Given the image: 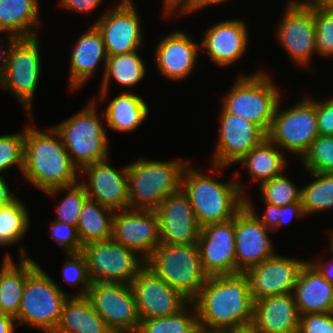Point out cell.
<instances>
[{
  "instance_id": "2e32d148",
  "label": "cell",
  "mask_w": 333,
  "mask_h": 333,
  "mask_svg": "<svg viewBox=\"0 0 333 333\" xmlns=\"http://www.w3.org/2000/svg\"><path fill=\"white\" fill-rule=\"evenodd\" d=\"M219 120L218 141L211 158L213 165L228 167L237 164L267 137L258 125L222 108Z\"/></svg>"
},
{
  "instance_id": "d590c367",
  "label": "cell",
  "mask_w": 333,
  "mask_h": 333,
  "mask_svg": "<svg viewBox=\"0 0 333 333\" xmlns=\"http://www.w3.org/2000/svg\"><path fill=\"white\" fill-rule=\"evenodd\" d=\"M30 219L26 205L20 198L0 207V246L8 247L25 238Z\"/></svg>"
},
{
  "instance_id": "8fae6325",
  "label": "cell",
  "mask_w": 333,
  "mask_h": 333,
  "mask_svg": "<svg viewBox=\"0 0 333 333\" xmlns=\"http://www.w3.org/2000/svg\"><path fill=\"white\" fill-rule=\"evenodd\" d=\"M92 283L131 284L146 261L113 238L83 246Z\"/></svg>"
},
{
  "instance_id": "7dc6e473",
  "label": "cell",
  "mask_w": 333,
  "mask_h": 333,
  "mask_svg": "<svg viewBox=\"0 0 333 333\" xmlns=\"http://www.w3.org/2000/svg\"><path fill=\"white\" fill-rule=\"evenodd\" d=\"M316 114L319 135L333 136V97L316 99Z\"/></svg>"
},
{
  "instance_id": "484cf974",
  "label": "cell",
  "mask_w": 333,
  "mask_h": 333,
  "mask_svg": "<svg viewBox=\"0 0 333 333\" xmlns=\"http://www.w3.org/2000/svg\"><path fill=\"white\" fill-rule=\"evenodd\" d=\"M299 324L300 314L292 292L254 303L251 327L258 333H298Z\"/></svg>"
},
{
  "instance_id": "30bf717a",
  "label": "cell",
  "mask_w": 333,
  "mask_h": 333,
  "mask_svg": "<svg viewBox=\"0 0 333 333\" xmlns=\"http://www.w3.org/2000/svg\"><path fill=\"white\" fill-rule=\"evenodd\" d=\"M298 101L283 110L280 99L267 137L282 151L287 150L301 159L319 133L316 99L304 96Z\"/></svg>"
},
{
  "instance_id": "d6a6232c",
  "label": "cell",
  "mask_w": 333,
  "mask_h": 333,
  "mask_svg": "<svg viewBox=\"0 0 333 333\" xmlns=\"http://www.w3.org/2000/svg\"><path fill=\"white\" fill-rule=\"evenodd\" d=\"M288 157L284 151L266 137L251 149L237 164L241 163L258 184L281 175L288 167Z\"/></svg>"
},
{
  "instance_id": "f907efd6",
  "label": "cell",
  "mask_w": 333,
  "mask_h": 333,
  "mask_svg": "<svg viewBox=\"0 0 333 333\" xmlns=\"http://www.w3.org/2000/svg\"><path fill=\"white\" fill-rule=\"evenodd\" d=\"M16 198L17 196L11 192L9 184L6 179H4L3 174H0V207L10 204Z\"/></svg>"
},
{
  "instance_id": "8d00e7d4",
  "label": "cell",
  "mask_w": 333,
  "mask_h": 333,
  "mask_svg": "<svg viewBox=\"0 0 333 333\" xmlns=\"http://www.w3.org/2000/svg\"><path fill=\"white\" fill-rule=\"evenodd\" d=\"M198 325L197 309L189 302L175 314L142 319L136 333H191Z\"/></svg>"
},
{
  "instance_id": "b9f144b4",
  "label": "cell",
  "mask_w": 333,
  "mask_h": 333,
  "mask_svg": "<svg viewBox=\"0 0 333 333\" xmlns=\"http://www.w3.org/2000/svg\"><path fill=\"white\" fill-rule=\"evenodd\" d=\"M318 56L333 57V9L313 5Z\"/></svg>"
},
{
  "instance_id": "836d02e7",
  "label": "cell",
  "mask_w": 333,
  "mask_h": 333,
  "mask_svg": "<svg viewBox=\"0 0 333 333\" xmlns=\"http://www.w3.org/2000/svg\"><path fill=\"white\" fill-rule=\"evenodd\" d=\"M114 213V210L89 198L85 201L77 222V231L83 246L90 242L112 239Z\"/></svg>"
},
{
  "instance_id": "4fadbf2b",
  "label": "cell",
  "mask_w": 333,
  "mask_h": 333,
  "mask_svg": "<svg viewBox=\"0 0 333 333\" xmlns=\"http://www.w3.org/2000/svg\"><path fill=\"white\" fill-rule=\"evenodd\" d=\"M87 297L114 333H136L140 325L131 284L92 283Z\"/></svg>"
},
{
  "instance_id": "ee69618b",
  "label": "cell",
  "mask_w": 333,
  "mask_h": 333,
  "mask_svg": "<svg viewBox=\"0 0 333 333\" xmlns=\"http://www.w3.org/2000/svg\"><path fill=\"white\" fill-rule=\"evenodd\" d=\"M49 232L48 234L62 248L64 253L83 251V244L79 239L76 226L53 220L50 223Z\"/></svg>"
},
{
  "instance_id": "f1b7e54d",
  "label": "cell",
  "mask_w": 333,
  "mask_h": 333,
  "mask_svg": "<svg viewBox=\"0 0 333 333\" xmlns=\"http://www.w3.org/2000/svg\"><path fill=\"white\" fill-rule=\"evenodd\" d=\"M53 333H114L87 296H68Z\"/></svg>"
},
{
  "instance_id": "44dd1931",
  "label": "cell",
  "mask_w": 333,
  "mask_h": 333,
  "mask_svg": "<svg viewBox=\"0 0 333 333\" xmlns=\"http://www.w3.org/2000/svg\"><path fill=\"white\" fill-rule=\"evenodd\" d=\"M108 159L84 167L80 173L87 180H80L88 198L114 211L129 208L127 165L116 169Z\"/></svg>"
},
{
  "instance_id": "94428289",
  "label": "cell",
  "mask_w": 333,
  "mask_h": 333,
  "mask_svg": "<svg viewBox=\"0 0 333 333\" xmlns=\"http://www.w3.org/2000/svg\"><path fill=\"white\" fill-rule=\"evenodd\" d=\"M330 232V239H329V245H330V251L331 254L333 255V228L329 231Z\"/></svg>"
},
{
  "instance_id": "db71d44e",
  "label": "cell",
  "mask_w": 333,
  "mask_h": 333,
  "mask_svg": "<svg viewBox=\"0 0 333 333\" xmlns=\"http://www.w3.org/2000/svg\"><path fill=\"white\" fill-rule=\"evenodd\" d=\"M16 318L8 314H0V333H14Z\"/></svg>"
},
{
  "instance_id": "3957f363",
  "label": "cell",
  "mask_w": 333,
  "mask_h": 333,
  "mask_svg": "<svg viewBox=\"0 0 333 333\" xmlns=\"http://www.w3.org/2000/svg\"><path fill=\"white\" fill-rule=\"evenodd\" d=\"M79 172L53 126L45 131L25 126L22 176L27 182L44 193L77 183Z\"/></svg>"
},
{
  "instance_id": "9c48e42d",
  "label": "cell",
  "mask_w": 333,
  "mask_h": 333,
  "mask_svg": "<svg viewBox=\"0 0 333 333\" xmlns=\"http://www.w3.org/2000/svg\"><path fill=\"white\" fill-rule=\"evenodd\" d=\"M40 39L38 36L17 38L9 51L0 88L12 93L33 121L32 103L41 75Z\"/></svg>"
},
{
  "instance_id": "c3c4849f",
  "label": "cell",
  "mask_w": 333,
  "mask_h": 333,
  "mask_svg": "<svg viewBox=\"0 0 333 333\" xmlns=\"http://www.w3.org/2000/svg\"><path fill=\"white\" fill-rule=\"evenodd\" d=\"M104 0H58L60 6L80 14H89L98 8Z\"/></svg>"
},
{
  "instance_id": "680465c9",
  "label": "cell",
  "mask_w": 333,
  "mask_h": 333,
  "mask_svg": "<svg viewBox=\"0 0 333 333\" xmlns=\"http://www.w3.org/2000/svg\"><path fill=\"white\" fill-rule=\"evenodd\" d=\"M226 333H258L256 330H254L252 327L237 329V330H231Z\"/></svg>"
},
{
  "instance_id": "11a10c76",
  "label": "cell",
  "mask_w": 333,
  "mask_h": 333,
  "mask_svg": "<svg viewBox=\"0 0 333 333\" xmlns=\"http://www.w3.org/2000/svg\"><path fill=\"white\" fill-rule=\"evenodd\" d=\"M227 0H195L193 5L183 14V16L204 9V7H209V5L222 4ZM229 1V0H228Z\"/></svg>"
},
{
  "instance_id": "cb8c5ba5",
  "label": "cell",
  "mask_w": 333,
  "mask_h": 333,
  "mask_svg": "<svg viewBox=\"0 0 333 333\" xmlns=\"http://www.w3.org/2000/svg\"><path fill=\"white\" fill-rule=\"evenodd\" d=\"M194 41L183 30H175L162 37L154 51V61L160 74L175 82L193 73L200 53V43Z\"/></svg>"
},
{
  "instance_id": "4dcf8cb0",
  "label": "cell",
  "mask_w": 333,
  "mask_h": 333,
  "mask_svg": "<svg viewBox=\"0 0 333 333\" xmlns=\"http://www.w3.org/2000/svg\"><path fill=\"white\" fill-rule=\"evenodd\" d=\"M39 0H0V34L17 38L38 36Z\"/></svg>"
},
{
  "instance_id": "681fc988",
  "label": "cell",
  "mask_w": 333,
  "mask_h": 333,
  "mask_svg": "<svg viewBox=\"0 0 333 333\" xmlns=\"http://www.w3.org/2000/svg\"><path fill=\"white\" fill-rule=\"evenodd\" d=\"M195 2V0H163V7L162 9L164 13V16L171 14L183 15Z\"/></svg>"
},
{
  "instance_id": "8992f818",
  "label": "cell",
  "mask_w": 333,
  "mask_h": 333,
  "mask_svg": "<svg viewBox=\"0 0 333 333\" xmlns=\"http://www.w3.org/2000/svg\"><path fill=\"white\" fill-rule=\"evenodd\" d=\"M265 71L237 76L233 87L222 97V109L244 117L269 132L281 93Z\"/></svg>"
},
{
  "instance_id": "74e56055",
  "label": "cell",
  "mask_w": 333,
  "mask_h": 333,
  "mask_svg": "<svg viewBox=\"0 0 333 333\" xmlns=\"http://www.w3.org/2000/svg\"><path fill=\"white\" fill-rule=\"evenodd\" d=\"M60 192H66V195L62 198L58 205H56L55 211L57 215L55 220L77 227L80 211L83 204L88 199L86 189L84 185L78 181L70 186L56 187L48 190L44 192V194L46 193L49 197L51 196L56 198V195H59Z\"/></svg>"
},
{
  "instance_id": "ab89813d",
  "label": "cell",
  "mask_w": 333,
  "mask_h": 333,
  "mask_svg": "<svg viewBox=\"0 0 333 333\" xmlns=\"http://www.w3.org/2000/svg\"><path fill=\"white\" fill-rule=\"evenodd\" d=\"M300 160L307 172H333V136L318 135Z\"/></svg>"
},
{
  "instance_id": "603a6c76",
  "label": "cell",
  "mask_w": 333,
  "mask_h": 333,
  "mask_svg": "<svg viewBox=\"0 0 333 333\" xmlns=\"http://www.w3.org/2000/svg\"><path fill=\"white\" fill-rule=\"evenodd\" d=\"M244 20H221L204 31L200 50L219 67H228L244 57L249 43V29Z\"/></svg>"
},
{
  "instance_id": "277c9868",
  "label": "cell",
  "mask_w": 333,
  "mask_h": 333,
  "mask_svg": "<svg viewBox=\"0 0 333 333\" xmlns=\"http://www.w3.org/2000/svg\"><path fill=\"white\" fill-rule=\"evenodd\" d=\"M91 101L79 112L53 125L79 171L109 156V137L103 126L105 116L98 113L95 98Z\"/></svg>"
},
{
  "instance_id": "d6986e66",
  "label": "cell",
  "mask_w": 333,
  "mask_h": 333,
  "mask_svg": "<svg viewBox=\"0 0 333 333\" xmlns=\"http://www.w3.org/2000/svg\"><path fill=\"white\" fill-rule=\"evenodd\" d=\"M307 261L276 253L273 257L248 268L244 274L248 277L254 303L273 295L291 293L301 268Z\"/></svg>"
},
{
  "instance_id": "5bb4252c",
  "label": "cell",
  "mask_w": 333,
  "mask_h": 333,
  "mask_svg": "<svg viewBox=\"0 0 333 333\" xmlns=\"http://www.w3.org/2000/svg\"><path fill=\"white\" fill-rule=\"evenodd\" d=\"M133 0H120L92 24L102 35L108 56L140 50L143 27Z\"/></svg>"
},
{
  "instance_id": "7402d4cb",
  "label": "cell",
  "mask_w": 333,
  "mask_h": 333,
  "mask_svg": "<svg viewBox=\"0 0 333 333\" xmlns=\"http://www.w3.org/2000/svg\"><path fill=\"white\" fill-rule=\"evenodd\" d=\"M155 212L159 220L161 242L197 244L201 227L188 197L181 188L168 195Z\"/></svg>"
},
{
  "instance_id": "83f0119b",
  "label": "cell",
  "mask_w": 333,
  "mask_h": 333,
  "mask_svg": "<svg viewBox=\"0 0 333 333\" xmlns=\"http://www.w3.org/2000/svg\"><path fill=\"white\" fill-rule=\"evenodd\" d=\"M292 294L300 315L333 313V284L309 260L301 268Z\"/></svg>"
},
{
  "instance_id": "ffe728a7",
  "label": "cell",
  "mask_w": 333,
  "mask_h": 333,
  "mask_svg": "<svg viewBox=\"0 0 333 333\" xmlns=\"http://www.w3.org/2000/svg\"><path fill=\"white\" fill-rule=\"evenodd\" d=\"M197 247L203 269L209 276L236 274L235 217L201 227Z\"/></svg>"
},
{
  "instance_id": "7c38bea8",
  "label": "cell",
  "mask_w": 333,
  "mask_h": 333,
  "mask_svg": "<svg viewBox=\"0 0 333 333\" xmlns=\"http://www.w3.org/2000/svg\"><path fill=\"white\" fill-rule=\"evenodd\" d=\"M249 197L235 215L236 274L273 257L275 247L268 233L274 232L263 215L259 216Z\"/></svg>"
},
{
  "instance_id": "ba28073f",
  "label": "cell",
  "mask_w": 333,
  "mask_h": 333,
  "mask_svg": "<svg viewBox=\"0 0 333 333\" xmlns=\"http://www.w3.org/2000/svg\"><path fill=\"white\" fill-rule=\"evenodd\" d=\"M69 295L38 265L26 278L16 322L53 333Z\"/></svg>"
},
{
  "instance_id": "4316f807",
  "label": "cell",
  "mask_w": 333,
  "mask_h": 333,
  "mask_svg": "<svg viewBox=\"0 0 333 333\" xmlns=\"http://www.w3.org/2000/svg\"><path fill=\"white\" fill-rule=\"evenodd\" d=\"M19 263L5 253L0 267V309L3 314L17 317L27 276L39 265L25 247L19 248Z\"/></svg>"
},
{
  "instance_id": "e575fe53",
  "label": "cell",
  "mask_w": 333,
  "mask_h": 333,
  "mask_svg": "<svg viewBox=\"0 0 333 333\" xmlns=\"http://www.w3.org/2000/svg\"><path fill=\"white\" fill-rule=\"evenodd\" d=\"M314 180L301 187L300 201L306 216L333 209V172H309Z\"/></svg>"
},
{
  "instance_id": "9f6ffc18",
  "label": "cell",
  "mask_w": 333,
  "mask_h": 333,
  "mask_svg": "<svg viewBox=\"0 0 333 333\" xmlns=\"http://www.w3.org/2000/svg\"><path fill=\"white\" fill-rule=\"evenodd\" d=\"M324 0H288V2L297 5H320Z\"/></svg>"
},
{
  "instance_id": "5b68a950",
  "label": "cell",
  "mask_w": 333,
  "mask_h": 333,
  "mask_svg": "<svg viewBox=\"0 0 333 333\" xmlns=\"http://www.w3.org/2000/svg\"><path fill=\"white\" fill-rule=\"evenodd\" d=\"M189 161H157L140 157L127 165L129 208L156 210L170 194L181 188V177Z\"/></svg>"
},
{
  "instance_id": "7a4b0ae2",
  "label": "cell",
  "mask_w": 333,
  "mask_h": 333,
  "mask_svg": "<svg viewBox=\"0 0 333 333\" xmlns=\"http://www.w3.org/2000/svg\"><path fill=\"white\" fill-rule=\"evenodd\" d=\"M189 163L181 177V189L186 194L194 210L200 227L212 223L229 221L246 205L245 185L236 181L238 174L233 173L234 181H217L226 166H211L210 174L199 172ZM214 173V174H213ZM212 174V175H211ZM211 175V176H210ZM243 194V195H242Z\"/></svg>"
},
{
  "instance_id": "6f0895ef",
  "label": "cell",
  "mask_w": 333,
  "mask_h": 333,
  "mask_svg": "<svg viewBox=\"0 0 333 333\" xmlns=\"http://www.w3.org/2000/svg\"><path fill=\"white\" fill-rule=\"evenodd\" d=\"M191 333H226L223 331H211L208 328L197 326Z\"/></svg>"
},
{
  "instance_id": "9a60e30c",
  "label": "cell",
  "mask_w": 333,
  "mask_h": 333,
  "mask_svg": "<svg viewBox=\"0 0 333 333\" xmlns=\"http://www.w3.org/2000/svg\"><path fill=\"white\" fill-rule=\"evenodd\" d=\"M284 9L283 17L275 28L277 41L294 63L305 69L313 54H317L313 5L287 2Z\"/></svg>"
},
{
  "instance_id": "f5cc1de1",
  "label": "cell",
  "mask_w": 333,
  "mask_h": 333,
  "mask_svg": "<svg viewBox=\"0 0 333 333\" xmlns=\"http://www.w3.org/2000/svg\"><path fill=\"white\" fill-rule=\"evenodd\" d=\"M7 43L5 44V45H7V46H5L4 47V45L2 44L3 43V39L2 38H0V77H1V75L3 74V72H4V70H5V68H6V64H7V59H8V54H9V51H10V48H11V46H12V44H13V42L17 39V37H15V36H13V35H10V34H8L7 35ZM4 48H7V49H5V50H3Z\"/></svg>"
},
{
  "instance_id": "91938a15",
  "label": "cell",
  "mask_w": 333,
  "mask_h": 333,
  "mask_svg": "<svg viewBox=\"0 0 333 333\" xmlns=\"http://www.w3.org/2000/svg\"><path fill=\"white\" fill-rule=\"evenodd\" d=\"M320 5L328 9H333V0H324Z\"/></svg>"
},
{
  "instance_id": "1f68e13d",
  "label": "cell",
  "mask_w": 333,
  "mask_h": 333,
  "mask_svg": "<svg viewBox=\"0 0 333 333\" xmlns=\"http://www.w3.org/2000/svg\"><path fill=\"white\" fill-rule=\"evenodd\" d=\"M148 113L143 97L127 91L109 101L104 111L105 123L117 132H132L146 120Z\"/></svg>"
},
{
  "instance_id": "ac0fdd59",
  "label": "cell",
  "mask_w": 333,
  "mask_h": 333,
  "mask_svg": "<svg viewBox=\"0 0 333 333\" xmlns=\"http://www.w3.org/2000/svg\"><path fill=\"white\" fill-rule=\"evenodd\" d=\"M112 238L146 261L161 243L155 210L128 208L115 211Z\"/></svg>"
},
{
  "instance_id": "d4e9b609",
  "label": "cell",
  "mask_w": 333,
  "mask_h": 333,
  "mask_svg": "<svg viewBox=\"0 0 333 333\" xmlns=\"http://www.w3.org/2000/svg\"><path fill=\"white\" fill-rule=\"evenodd\" d=\"M89 27L71 50L68 83L72 91L85 85L95 75L98 65H103L105 71L108 55L102 35L93 24Z\"/></svg>"
},
{
  "instance_id": "f546056e",
  "label": "cell",
  "mask_w": 333,
  "mask_h": 333,
  "mask_svg": "<svg viewBox=\"0 0 333 333\" xmlns=\"http://www.w3.org/2000/svg\"><path fill=\"white\" fill-rule=\"evenodd\" d=\"M139 50L124 54L108 56L104 74L102 75L101 87L99 89V99L96 102L106 100L110 85L116 82L121 87H135L139 82L143 81L147 75V66L139 55Z\"/></svg>"
},
{
  "instance_id": "bcb514c9",
  "label": "cell",
  "mask_w": 333,
  "mask_h": 333,
  "mask_svg": "<svg viewBox=\"0 0 333 333\" xmlns=\"http://www.w3.org/2000/svg\"><path fill=\"white\" fill-rule=\"evenodd\" d=\"M298 333H333V313L300 315Z\"/></svg>"
},
{
  "instance_id": "816d5d0a",
  "label": "cell",
  "mask_w": 333,
  "mask_h": 333,
  "mask_svg": "<svg viewBox=\"0 0 333 333\" xmlns=\"http://www.w3.org/2000/svg\"><path fill=\"white\" fill-rule=\"evenodd\" d=\"M332 259H333V255H332ZM330 259L329 262H325L322 260H314V261H309L318 271L319 273L330 283L333 284V264H331L330 262H332L333 260ZM332 260V261H331ZM329 263V264H328Z\"/></svg>"
},
{
  "instance_id": "52a82bcc",
  "label": "cell",
  "mask_w": 333,
  "mask_h": 333,
  "mask_svg": "<svg viewBox=\"0 0 333 333\" xmlns=\"http://www.w3.org/2000/svg\"><path fill=\"white\" fill-rule=\"evenodd\" d=\"M145 265L190 302L198 297L209 278L201 264L197 244L161 242Z\"/></svg>"
},
{
  "instance_id": "7bdbcfd3",
  "label": "cell",
  "mask_w": 333,
  "mask_h": 333,
  "mask_svg": "<svg viewBox=\"0 0 333 333\" xmlns=\"http://www.w3.org/2000/svg\"><path fill=\"white\" fill-rule=\"evenodd\" d=\"M17 166H24V129L18 133L0 135V174Z\"/></svg>"
},
{
  "instance_id": "e0dca14e",
  "label": "cell",
  "mask_w": 333,
  "mask_h": 333,
  "mask_svg": "<svg viewBox=\"0 0 333 333\" xmlns=\"http://www.w3.org/2000/svg\"><path fill=\"white\" fill-rule=\"evenodd\" d=\"M131 286L140 320L175 314L190 302L146 265L138 272Z\"/></svg>"
},
{
  "instance_id": "f35d334b",
  "label": "cell",
  "mask_w": 333,
  "mask_h": 333,
  "mask_svg": "<svg viewBox=\"0 0 333 333\" xmlns=\"http://www.w3.org/2000/svg\"><path fill=\"white\" fill-rule=\"evenodd\" d=\"M287 174L283 172L260 184L259 191L264 201L265 209L290 205L300 202L301 187L297 186Z\"/></svg>"
},
{
  "instance_id": "60d3db41",
  "label": "cell",
  "mask_w": 333,
  "mask_h": 333,
  "mask_svg": "<svg viewBox=\"0 0 333 333\" xmlns=\"http://www.w3.org/2000/svg\"><path fill=\"white\" fill-rule=\"evenodd\" d=\"M65 262L61 270L66 284L71 287L79 285L81 288L72 296H87L92 281L88 271V263L83 252L66 253Z\"/></svg>"
},
{
  "instance_id": "6da1fadb",
  "label": "cell",
  "mask_w": 333,
  "mask_h": 333,
  "mask_svg": "<svg viewBox=\"0 0 333 333\" xmlns=\"http://www.w3.org/2000/svg\"><path fill=\"white\" fill-rule=\"evenodd\" d=\"M193 302L199 326L223 332L251 327L254 301L244 273L209 276Z\"/></svg>"
},
{
  "instance_id": "f6af8a7d",
  "label": "cell",
  "mask_w": 333,
  "mask_h": 333,
  "mask_svg": "<svg viewBox=\"0 0 333 333\" xmlns=\"http://www.w3.org/2000/svg\"><path fill=\"white\" fill-rule=\"evenodd\" d=\"M263 216L265 217L267 224L271 227V229L276 232L281 226L288 225L292 221V218H304L305 213L300 201L290 205L265 209Z\"/></svg>"
}]
</instances>
